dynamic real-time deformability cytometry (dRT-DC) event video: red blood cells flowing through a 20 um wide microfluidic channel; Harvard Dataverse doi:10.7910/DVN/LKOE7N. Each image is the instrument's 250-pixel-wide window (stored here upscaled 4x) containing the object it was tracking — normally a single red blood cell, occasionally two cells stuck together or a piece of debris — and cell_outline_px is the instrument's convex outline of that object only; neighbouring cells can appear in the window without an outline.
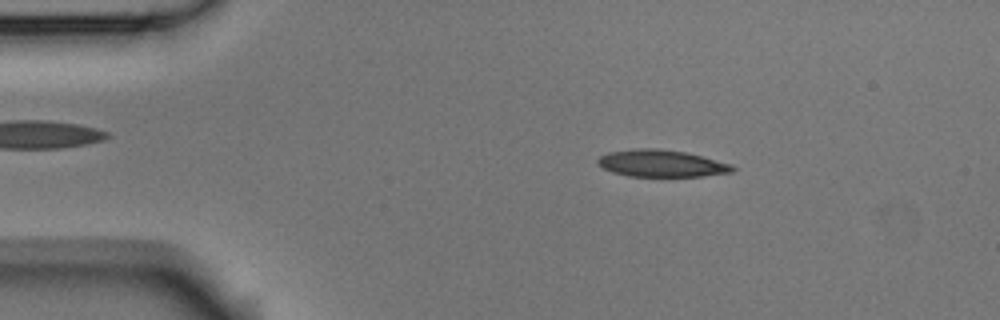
{"species": "Egyptian fruit bat (a non-hibernating species)", "species_latin": "Rousettus aegyptiacus", "temperature_condition": "room temperature", "stored_images_in_passage": 4, "camera_frame_rate_fps": 3000, "um_per_image_px": 0.085, "animal": {"sex": "male"}, "frame": {"image": 1, "passage_image": 1, "time_ms": 0.0, "image_size_px": [1000, 320], "cell_outline_px": [[736, 168], [732, 172], [704, 176], [628, 176], [612, 172], [596, 164], [596, 160], [600, 156], [608, 152], [632, 148], [660, 148], [688, 152], [732, 164]], "centroid_in_image_um": [56.21, 13.87], "position_along_channel_um": 28.8, "area_um2": 21.5}}
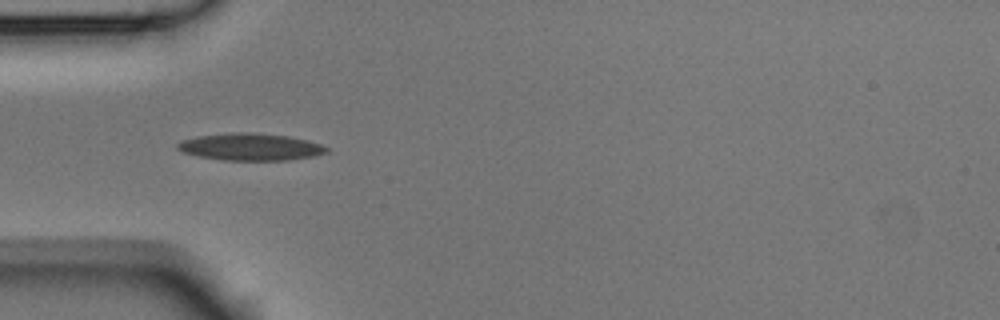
{"frame": {"image": 2, "passage_image": 3, "time_ms": 0.667, "image_size_px": [1000, 320], "cell_outline_px": [[328, 152], [312, 156], [288, 160], [224, 160], [200, 156], [184, 152], [176, 148], [176, 144], [180, 140], [196, 136], [232, 132], [252, 132], [288, 136], [308, 140], [320, 144], [328, 148]], "centroid_in_image_um": [21.26, 12.47], "position_along_channel_um": 63.7, "area_um2": 23.52}}
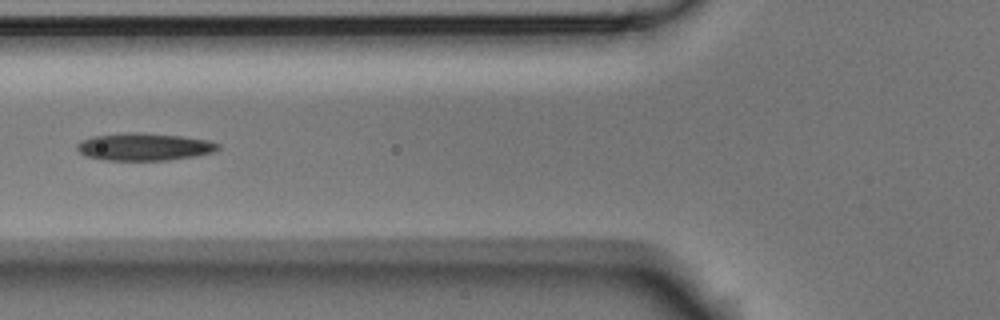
{"frame": {"image": 3, "passage_image": 4, "time_ms": 1.0, "image_size_px": [1000, 320], "cell_outline_px": [[220, 148], [212, 152], [196, 156], [168, 160], [104, 160], [84, 156], [76, 148], [76, 144], [80, 140], [92, 136], [124, 132], [140, 132], [184, 136], [208, 140], [220, 144]], "centroid_in_image_um": [12.23, 12.47], "position_along_channel_um": 113.6, "area_um2": 22.89}}